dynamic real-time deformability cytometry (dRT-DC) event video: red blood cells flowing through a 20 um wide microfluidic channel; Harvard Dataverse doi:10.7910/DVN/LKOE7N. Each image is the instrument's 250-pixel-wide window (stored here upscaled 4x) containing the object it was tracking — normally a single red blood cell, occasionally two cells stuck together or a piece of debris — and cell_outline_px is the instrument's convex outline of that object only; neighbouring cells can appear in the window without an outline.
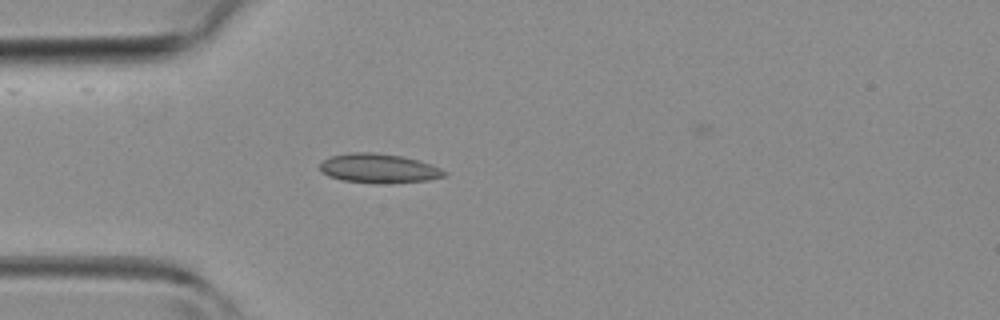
{"species": "common noctule bat (a hibernating species)", "species_latin": "Nyctalus noctula", "temperature_condition": "room temperature", "stored_images_in_passage": 32, "camera_frame_rate_fps": 3000, "um_per_image_px": 0.085, "animal": {"sex": "female", "body_mass_g": 19.3, "forearm_length_mm": 54.1}, "frame": {"image": 1, "passage_image": 1, "time_ms": 0.0, "image_size_px": [1000, 320], "cell_outline_px": [[448, 176], [428, 180], [376, 184], [340, 180], [328, 176], [320, 172], [320, 164], [324, 160], [332, 156], [348, 152], [372, 152], [404, 156], [420, 160], [440, 168], [448, 172]], "centroid_in_image_um": [32.21, 14.31], "position_along_channel_um": 52.8, "area_um2": 21.56}}
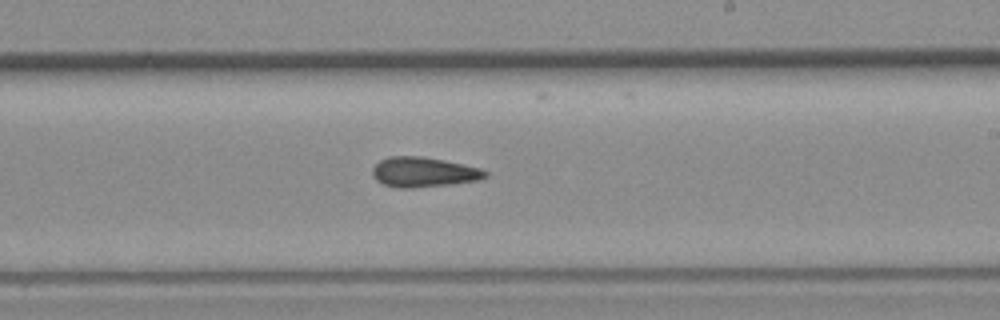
{"frame": {"image": 2, "passage_image": 14, "time_ms": 4.333, "image_size_px": [1000, 320], "cell_outline_px": [[488, 176], [476, 180], [448, 184], [412, 188], [400, 188], [384, 184], [376, 180], [372, 172], [372, 168], [380, 160], [388, 156], [420, 156], [444, 160], [480, 168], [488, 172]], "centroid_in_image_um": [35.98, 14.62], "position_along_channel_um": 253.0, "area_um2": 19.48}}
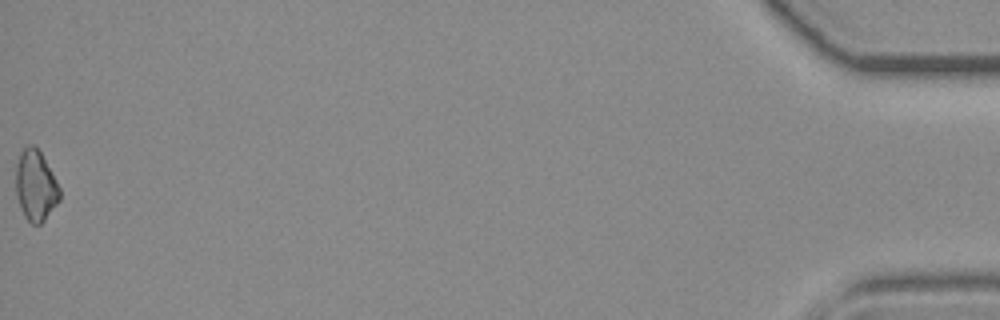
{"frame": {"image": 3, "passage_image": 32, "time_ms": 10.333, "image_size_px": [1000, 320], "cell_outline_px": [[60, 200], [44, 220], [40, 224], [32, 224], [24, 216], [20, 208], [16, 196], [16, 164], [20, 152], [28, 144], [32, 144], [40, 152], [52, 172], [60, 188]], "centroid_in_image_um": [3.02, 15.78], "position_along_channel_um": 432.2, "area_um2": 18.03}}